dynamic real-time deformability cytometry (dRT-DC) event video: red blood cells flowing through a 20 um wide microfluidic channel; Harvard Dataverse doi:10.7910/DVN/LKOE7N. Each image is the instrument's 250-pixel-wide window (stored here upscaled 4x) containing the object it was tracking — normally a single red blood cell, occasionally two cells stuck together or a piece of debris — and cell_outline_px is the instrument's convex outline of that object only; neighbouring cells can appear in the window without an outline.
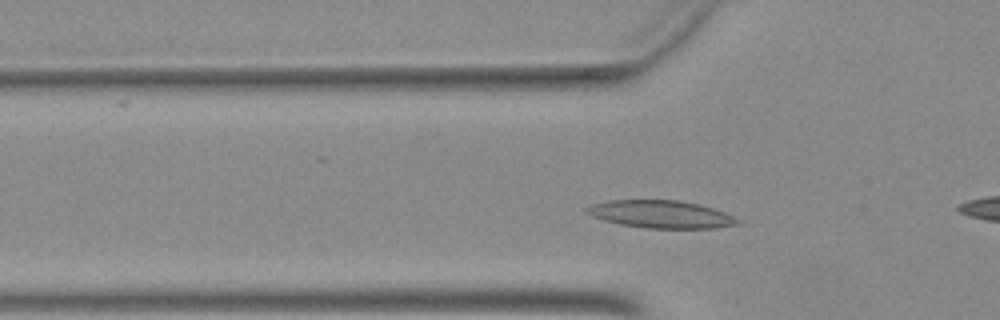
{"species": "Egyptian fruit bat (a non-hibernating species)", "species_latin": "Rousettus aegyptiacus", "temperature_condition": "warm", "stored_images_in_passage": 36, "camera_frame_rate_fps": 3000, "um_per_image_px": 0.085, "animal": {"sex": "female"}, "frame": {"image": 1, "passage_image": 9, "time_ms": 2.667, "image_size_px": [1000, 320], "cell_outline_px": [[740, 224], [716, 228], [644, 228], [620, 224], [604, 220], [592, 216], [584, 212], [584, 208], [592, 204], [608, 200], [680, 200], [700, 204], [724, 212], [740, 220]], "centroid_in_image_um": [56.16, 18.21], "position_along_channel_um": 69.6, "area_um2": 24.39}}
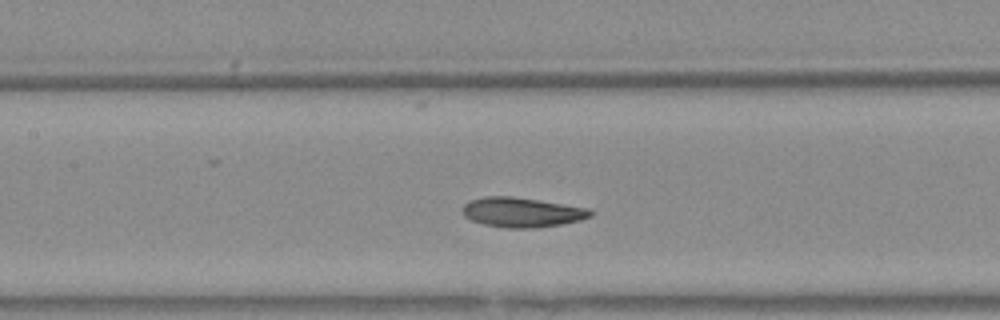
{"frame": {"image": 2, "passage_image": 16, "time_ms": 5.0, "image_size_px": [1000, 320], "cell_outline_px": [[596, 212], [592, 216], [580, 220], [564, 224], [532, 228], [504, 228], [484, 224], [472, 220], [464, 216], [464, 204], [472, 200], [488, 196], [512, 196], [588, 208]], "centroid_in_image_um": [44.41, 18.05], "position_along_channel_um": 163.0, "area_um2": 22.02}}
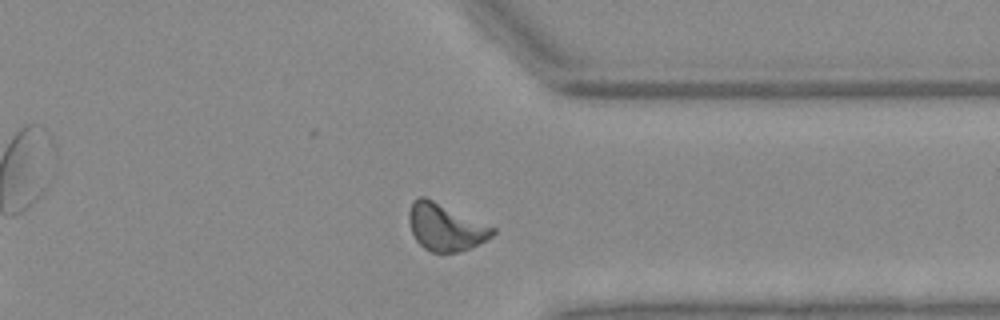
{"frame": {"image": 3, "passage_image": 32, "time_ms": 10.333, "image_size_px": [1000, 320], "cell_outline_px": [[496, 232], [488, 240], [468, 248], [456, 252], [432, 252], [424, 248], [416, 240], [412, 232], [408, 220], [408, 212], [412, 200], [420, 196], [424, 196], [496, 228]], "centroid_in_image_um": [37.85, 19.3], "position_along_channel_um": 373.6, "area_um2": 22.83}}